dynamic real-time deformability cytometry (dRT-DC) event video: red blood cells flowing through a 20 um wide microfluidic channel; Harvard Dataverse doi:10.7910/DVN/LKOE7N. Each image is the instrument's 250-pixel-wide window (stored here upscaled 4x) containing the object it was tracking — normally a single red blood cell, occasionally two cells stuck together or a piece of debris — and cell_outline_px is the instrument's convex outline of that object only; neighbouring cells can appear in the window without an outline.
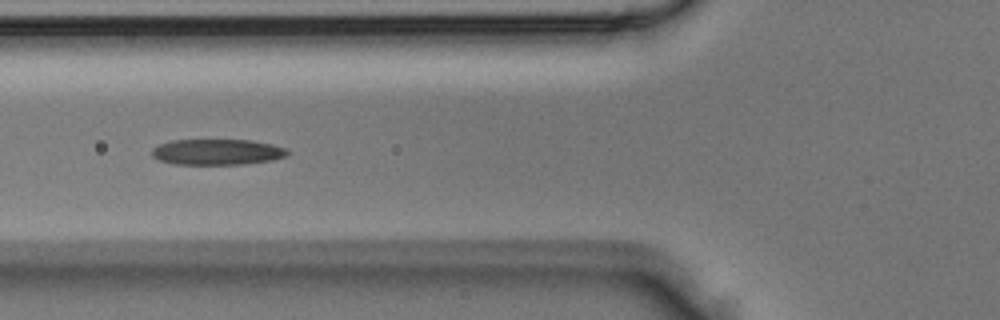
{"species": "Egyptian fruit bat (a non-hibernating species)", "species_latin": "Rousettus aegyptiacus", "temperature_condition": "room temperature", "stored_images_in_passage": 4, "camera_frame_rate_fps": 3000, "um_per_image_px": 0.085, "animal": {"sex": "male"}, "frame": {"image": 1, "passage_image": 4, "time_ms": 1.0, "image_size_px": [1000, 320], "cell_outline_px": [[288, 156], [272, 160], [244, 164], [176, 164], [160, 160], [152, 156], [152, 148], [160, 144], [172, 140], [252, 140], [272, 144], [288, 148]], "centroid_in_image_um": [18.5, 12.91], "position_along_channel_um": 107.3, "area_um2": 20.4}}